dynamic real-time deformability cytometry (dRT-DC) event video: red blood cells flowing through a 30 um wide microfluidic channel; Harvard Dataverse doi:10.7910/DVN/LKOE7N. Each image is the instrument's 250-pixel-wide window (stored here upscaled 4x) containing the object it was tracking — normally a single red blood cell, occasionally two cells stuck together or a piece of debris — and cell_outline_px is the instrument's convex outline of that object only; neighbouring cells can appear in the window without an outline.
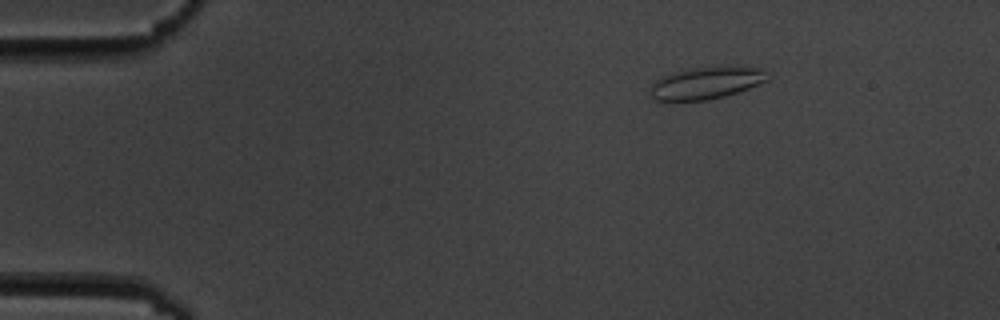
{"species": "common noctule bat (a hibernating species)", "species_latin": "Nyctalus noctula", "temperature_condition": "cold", "stored_images_in_passage": 10, "camera_frame_rate_fps": 3000, "um_per_image_px": 0.085, "animal": {"sex": "male", "body_mass_g": 19.5, "forearm_length_mm": 54.6}, "frame": {"image": 1, "passage_image": 3, "time_ms": 2.333, "image_size_px": [1000, 320], "cell_outline_px": [[768, 80], [748, 88], [724, 96], [708, 100], [656, 100], [652, 96], [652, 84], [660, 76], [688, 68], [736, 64], [768, 68]], "centroid_in_image_um": [60.14, 6.99], "position_along_channel_um": 24.9, "area_um2": 22.48}}
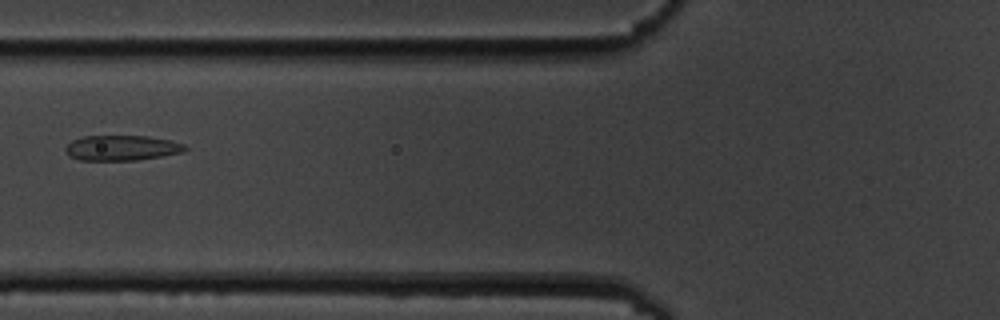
{"frame": {"image": 2, "passage_image": 7, "time_ms": 7.0, "image_size_px": [1000, 320], "cell_outline_px": [[188, 148], [184, 152], [136, 160], [80, 160], [68, 156], [64, 148], [72, 140], [84, 136], [148, 136], [172, 140], [184, 144]], "centroid_in_image_um": [10.35, 12.57], "position_along_channel_um": 115.4, "area_um2": 17.63}}
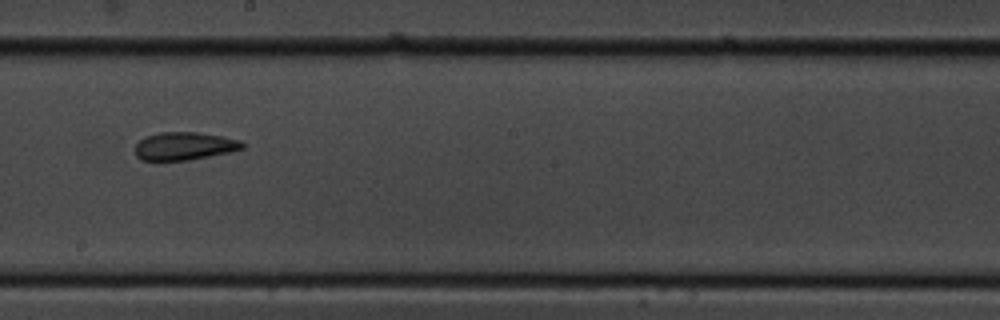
{"frame": {"image": 3, "passage_image": 10, "time_ms": 10.333, "image_size_px": [1000, 320], "cell_outline_px": [[244, 148], [232, 152], [188, 160], [140, 160], [136, 156], [136, 144], [144, 136], [160, 132], [196, 132], [220, 136], [240, 140], [244, 144]], "centroid_in_image_um": [15.67, 12.41], "position_along_channel_um": 232.5, "area_um2": 17.46}}